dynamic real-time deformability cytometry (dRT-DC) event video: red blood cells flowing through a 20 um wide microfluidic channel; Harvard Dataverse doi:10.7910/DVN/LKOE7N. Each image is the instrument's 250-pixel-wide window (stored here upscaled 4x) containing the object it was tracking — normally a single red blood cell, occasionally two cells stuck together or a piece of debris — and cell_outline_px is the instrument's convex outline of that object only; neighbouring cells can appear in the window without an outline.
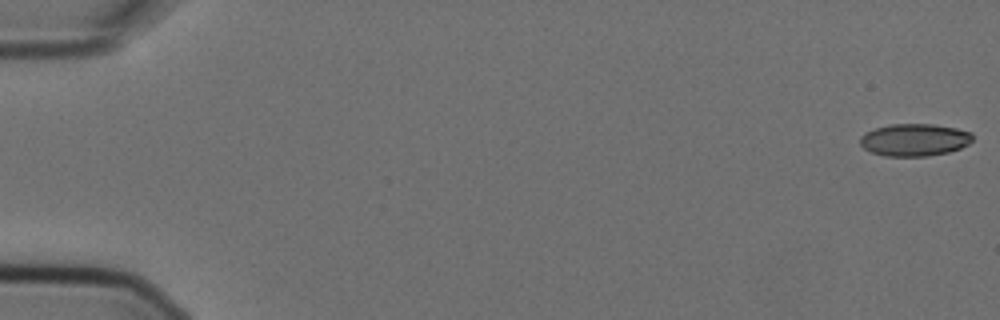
{"species": "Egyptian fruit bat (a non-hibernating species)", "species_latin": "Rousettus aegyptiacus", "temperature_condition": "cold", "stored_images_in_passage": 6, "camera_frame_rate_fps": 3000, "um_per_image_px": 0.085, "animal": {"sex": "female"}, "frame": {"image": 1, "passage_image": 1, "time_ms": 0.0, "image_size_px": [1000, 320], "cell_outline_px": [[972, 140], [968, 144], [960, 148], [948, 152], [928, 156], [884, 156], [872, 152], [864, 148], [860, 144], [860, 136], [864, 132], [876, 128], [892, 124], [932, 124], [956, 128], [972, 132]], "centroid_in_image_um": [77.72, 11.88], "position_along_channel_um": 7.3, "area_um2": 21.21}}
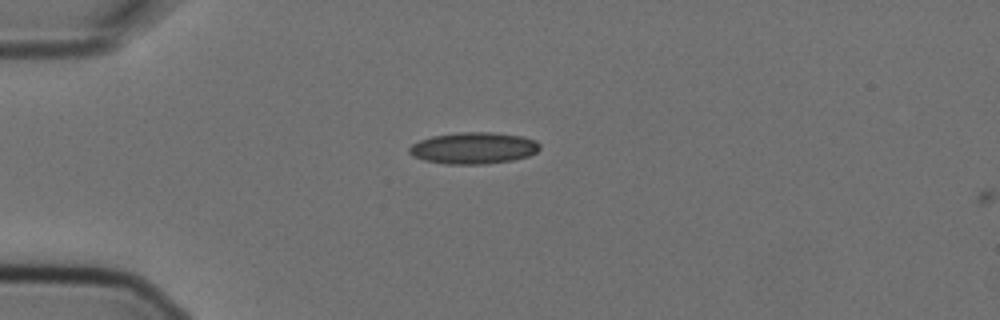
{"frame": {"image": 2, "passage_image": 5, "time_ms": 1.333, "image_size_px": [1000, 320], "cell_outline_px": [[540, 148], [536, 152], [528, 156], [512, 160], [484, 164], [444, 164], [424, 160], [412, 156], [408, 152], [408, 148], [412, 144], [420, 140], [432, 136], [460, 132], [492, 132], [524, 136], [536, 140], [540, 144]], "centroid_in_image_um": [40.25, 12.58], "position_along_channel_um": 44.7, "area_um2": 24.16}}